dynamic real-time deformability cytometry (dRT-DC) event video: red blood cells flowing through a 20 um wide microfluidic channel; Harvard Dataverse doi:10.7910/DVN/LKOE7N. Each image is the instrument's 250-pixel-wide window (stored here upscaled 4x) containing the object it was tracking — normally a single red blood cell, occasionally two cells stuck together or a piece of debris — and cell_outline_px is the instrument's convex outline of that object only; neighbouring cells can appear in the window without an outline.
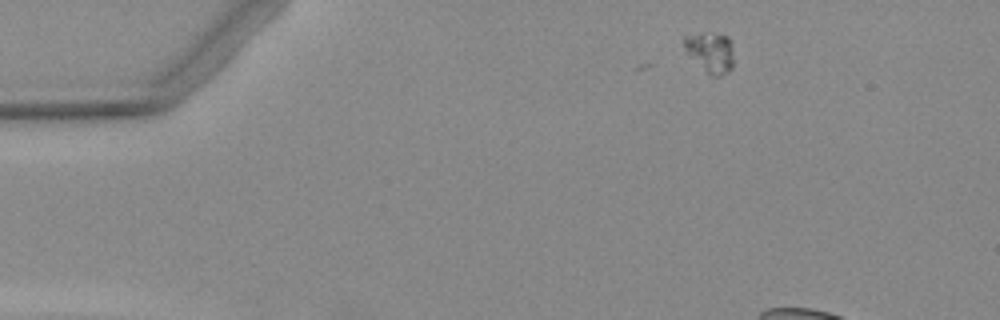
{"species": "Egyptian fruit bat (a non-hibernating species)", "species_latin": "Rousettus aegyptiacus", "temperature_condition": "warm", "stored_images_in_passage": 3, "camera_frame_rate_fps": 3000, "um_per_image_px": 0.085, "animal": {"sex": "female"}, "frame": {"image": 1, "passage_image": 1, "time_ms": 0.0, "image_size_px": [1000, 320], "cell_outline_px": [[732, 68], [720, 76], [712, 76], [684, 48], [684, 36], [700, 32], [704, 32], [728, 36], [732, 52]], "centroid_in_image_um": [60.39, 4.4], "position_along_channel_um": 24.6, "area_um2": 11.16}}